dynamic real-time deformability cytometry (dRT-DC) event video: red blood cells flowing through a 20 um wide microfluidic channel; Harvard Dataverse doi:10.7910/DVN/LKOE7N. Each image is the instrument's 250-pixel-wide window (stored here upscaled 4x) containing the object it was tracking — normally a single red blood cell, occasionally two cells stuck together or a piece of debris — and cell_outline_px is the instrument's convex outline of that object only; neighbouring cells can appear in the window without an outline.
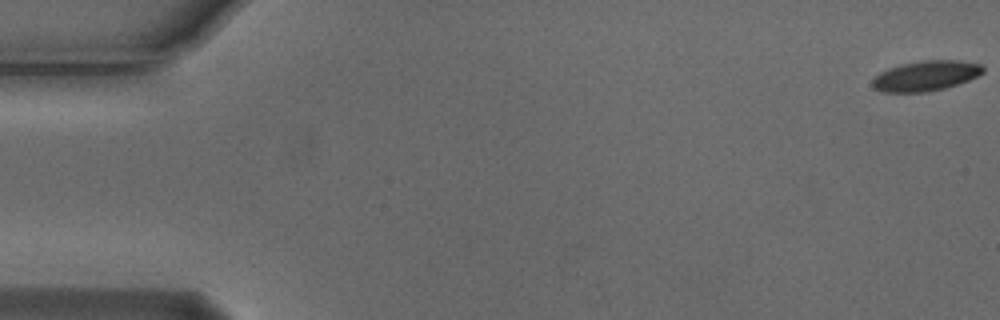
{"species": "Egyptian fruit bat (a non-hibernating species)", "species_latin": "Rousettus aegyptiacus", "temperature_condition": "cold", "stored_images_in_passage": 56, "camera_frame_rate_fps": 3000, "um_per_image_px": 0.085, "animal": {"sex": "male"}, "frame": {"image": 1, "passage_image": 1, "time_ms": 0.0, "image_size_px": [1000, 320], "cell_outline_px": [[984, 72], [968, 80], [944, 88], [928, 92], [880, 92], [872, 88], [872, 80], [880, 72], [888, 68], [904, 64], [924, 60], [956, 60], [980, 64], [984, 68]], "centroid_in_image_um": [78.66, 6.45], "position_along_channel_um": 6.3, "area_um2": 19.31}}
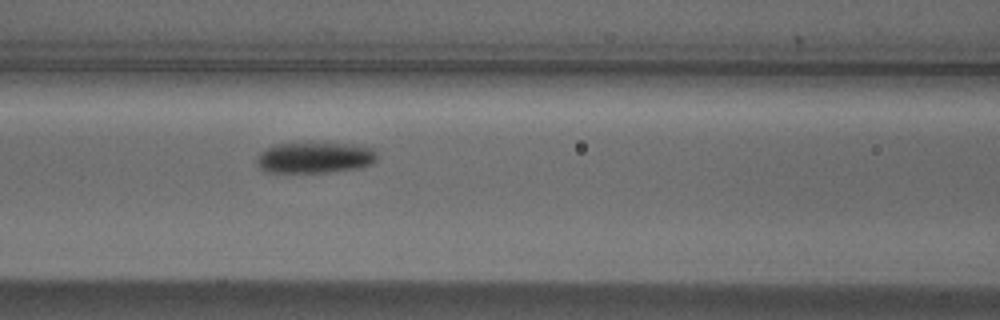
{"frame": {"image": 2, "passage_image": 24, "time_ms": 7.667, "image_size_px": [1000, 320], "cell_outline_px": [[376, 160], [372, 164], [360, 168], [328, 172], [268, 172], [260, 168], [256, 160], [260, 152], [272, 144], [344, 144], [376, 148]], "centroid_in_image_um": [26.77, 13.41], "position_along_channel_um": 139.8, "area_um2": 21.5}}
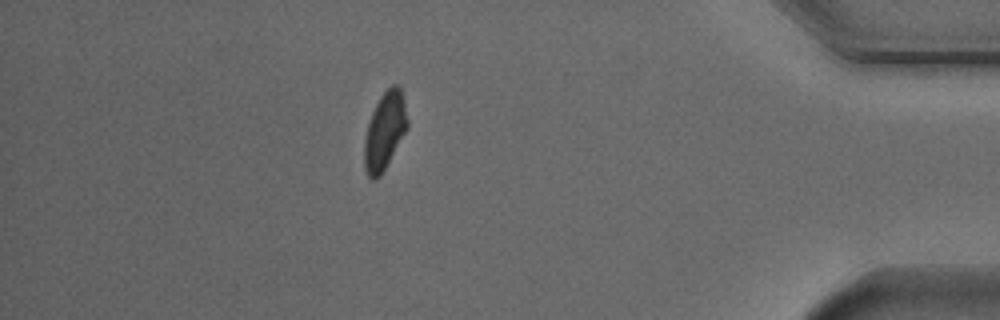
{"frame": {"image": 3, "passage_image": 49, "time_ms": 16.0, "image_size_px": [1000, 320], "cell_outline_px": [[408, 128], [380, 176], [376, 180], [372, 180], [368, 176], [364, 168], [364, 140], [368, 124], [372, 112], [380, 96], [392, 84], [396, 84], [400, 88], [404, 100], [408, 120]], "centroid_in_image_um": [32.7, 11.14], "position_along_channel_um": 402.5, "area_um2": 19.36}, "authors_computed_cell_mechanics": {"area_um2": 20.2878, "velocity_mm_per_s": 3.7108, "shape_relaxation_time_tau1_ms": 4.1436, "shape_relaxation_time_tau2_ms": null, "deformation_change_tau1": 0.1122, "deformation_change_tau2": null}}